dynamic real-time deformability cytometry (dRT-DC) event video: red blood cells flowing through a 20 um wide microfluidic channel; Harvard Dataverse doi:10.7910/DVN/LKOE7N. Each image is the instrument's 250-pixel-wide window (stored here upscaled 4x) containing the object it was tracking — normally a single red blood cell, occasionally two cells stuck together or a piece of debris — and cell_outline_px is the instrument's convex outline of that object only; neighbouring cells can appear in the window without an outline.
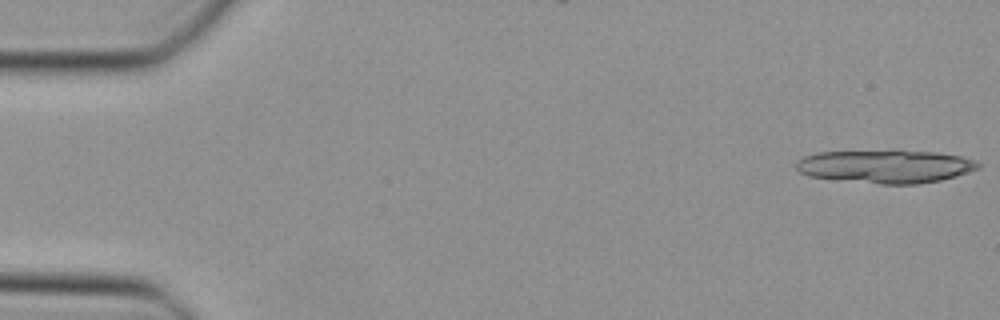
{"species": "Egyptian fruit bat (a non-hibernating species)", "species_latin": "Rousettus aegyptiacus", "temperature_condition": "cold", "stored_images_in_passage": 13, "camera_frame_rate_fps": 3000, "um_per_image_px": 0.085, "animal": {"sex": "female"}, "frame": {"image": 1, "passage_image": 1, "time_ms": 0.0, "image_size_px": [1000, 320], "cell_outline_px": [[980, 168], [956, 176], [940, 180], [916, 184], [880, 184], [808, 176], [800, 172], [796, 168], [796, 160], [804, 156], [816, 152], [936, 152], [960, 156], [976, 160], [980, 164]], "centroid_in_image_um": [75.27, 14.16], "position_along_channel_um": 9.7, "area_um2": 34.51}}